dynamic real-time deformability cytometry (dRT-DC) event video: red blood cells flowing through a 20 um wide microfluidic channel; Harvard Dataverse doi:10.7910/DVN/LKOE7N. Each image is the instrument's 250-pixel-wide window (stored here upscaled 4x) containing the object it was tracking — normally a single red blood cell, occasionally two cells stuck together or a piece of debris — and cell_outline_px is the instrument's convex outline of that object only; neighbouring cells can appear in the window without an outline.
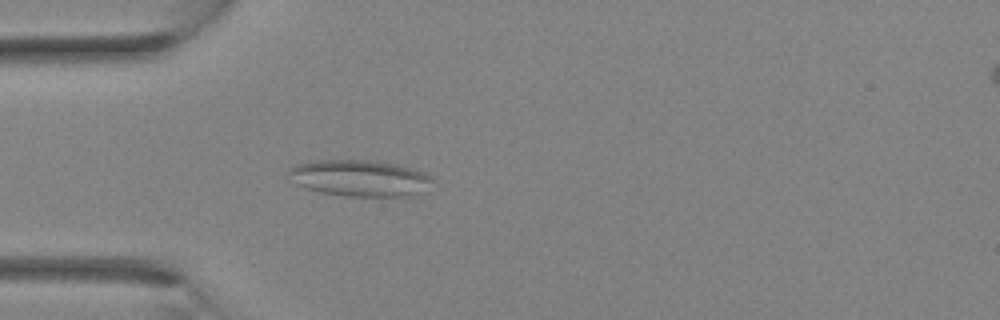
{"species": "Egyptian fruit bat (a non-hibernating species)", "species_latin": "Rousettus aegyptiacus", "temperature_condition": "room temperature", "stored_images_in_passage": 2, "camera_frame_rate_fps": 3000, "um_per_image_px": 0.085, "animal": {"sex": "female"}, "frame": {"image": 1, "passage_image": 2, "time_ms": 0.333, "image_size_px": [1000, 320], "cell_outline_px": [[432, 180], [428, 192], [408, 196], [344, 196], [320, 192], [296, 184], [288, 172], [288, 168], [296, 164], [308, 160], [376, 160], [396, 164], [412, 168], [424, 172]], "centroid_in_image_um": [30.6, 15.13], "position_along_channel_um": 54.4, "area_um2": 30.81}}